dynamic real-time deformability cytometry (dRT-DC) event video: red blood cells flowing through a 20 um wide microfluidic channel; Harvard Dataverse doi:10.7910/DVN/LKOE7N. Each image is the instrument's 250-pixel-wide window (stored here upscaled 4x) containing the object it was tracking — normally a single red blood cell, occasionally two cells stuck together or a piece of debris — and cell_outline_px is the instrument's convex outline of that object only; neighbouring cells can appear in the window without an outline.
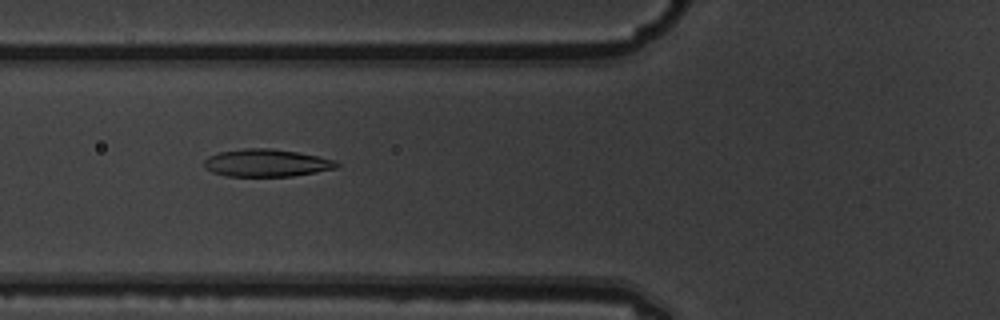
{"species": "common noctule bat (a hibernating species)", "species_latin": "Nyctalus noctula", "temperature_condition": "warm", "stored_images_in_passage": 4, "camera_frame_rate_fps": 3000, "um_per_image_px": 0.085, "animal": {"sex": "male", "body_mass_g": 19.5, "forearm_length_mm": 54.6}, "frame": {"image": 1, "passage_image": 4, "time_ms": 1.0, "image_size_px": [1000, 320], "cell_outline_px": [[340, 164], [336, 168], [316, 172], [292, 176], [228, 176], [212, 172], [204, 168], [204, 160], [208, 156], [220, 152], [244, 148], [272, 148], [320, 156], [336, 160]], "centroid_in_image_um": [22.66, 13.84], "position_along_channel_um": 103.1, "area_um2": 21.33}}